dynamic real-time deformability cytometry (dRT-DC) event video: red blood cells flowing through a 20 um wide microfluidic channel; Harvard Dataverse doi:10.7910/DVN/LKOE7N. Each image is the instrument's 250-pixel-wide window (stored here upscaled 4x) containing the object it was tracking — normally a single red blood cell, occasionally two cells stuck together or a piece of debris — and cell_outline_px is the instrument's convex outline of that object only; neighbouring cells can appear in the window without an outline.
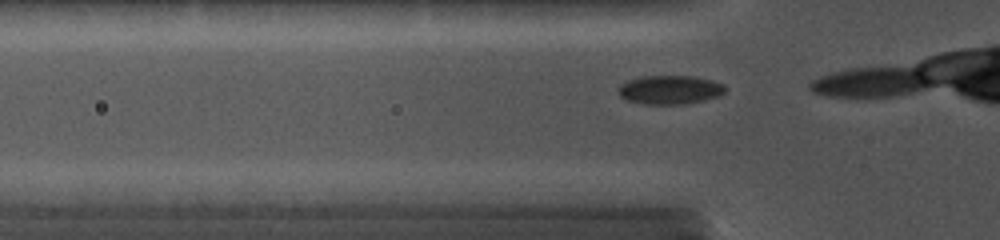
{"species": "common noctule bat (a hibernating species)", "species_latin": "Nyctalus noctula", "temperature_condition": "cold", "stored_images_in_passage": 5, "camera_frame_rate_fps": 5000, "um_per_image_px": 0.085, "animal": {"sex": "female", "body_mass_g": 19.0, "forearm_length_mm": 56.7}, "frame": {"image": 1, "passage_image": 2, "time_ms": 0.2, "image_size_px": [1000, 240], "cell_outline_px": [[728, 88], [720, 96], [704, 100], [684, 104], [644, 104], [624, 100], [620, 96], [616, 88], [620, 84], [628, 80], [640, 76], [696, 76], [712, 80], [724, 84]], "centroid_in_image_um": [56.93, 7.63], "position_along_channel_um": 68.9, "area_um2": 18.32}}